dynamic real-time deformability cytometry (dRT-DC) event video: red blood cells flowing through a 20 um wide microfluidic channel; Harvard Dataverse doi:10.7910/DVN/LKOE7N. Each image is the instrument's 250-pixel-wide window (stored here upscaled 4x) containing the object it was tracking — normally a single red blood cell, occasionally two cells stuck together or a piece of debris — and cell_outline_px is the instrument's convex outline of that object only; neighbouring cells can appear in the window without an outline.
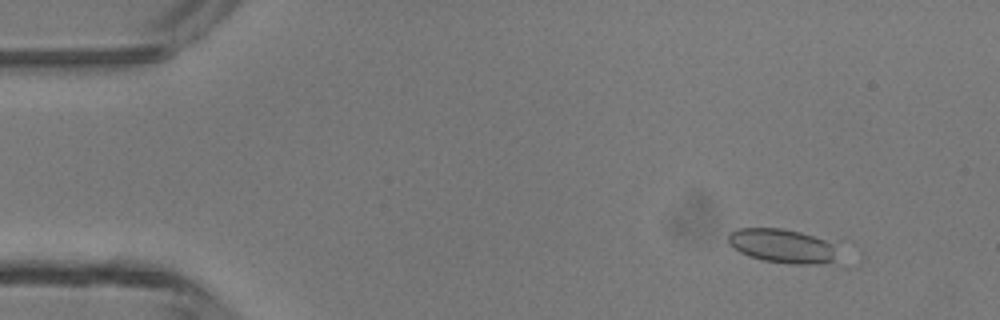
{"species": "common noctule bat (a hibernating species)", "species_latin": "Nyctalus noctula", "temperature_condition": "room temperature", "stored_images_in_passage": 5, "camera_frame_rate_fps": 3000, "um_per_image_px": 0.085, "animal": {"sex": "male", "body_mass_g": 13.3}, "frame": {"image": 1, "passage_image": 2, "time_ms": 1.0, "image_size_px": [1000, 320], "cell_outline_px": [[860, 264], [856, 268], [844, 268], [788, 264], [764, 260], [748, 256], [740, 252], [728, 244], [728, 232], [736, 228], [780, 228], [800, 232], [860, 252]], "centroid_in_image_um": [67.3, 21.08], "position_along_channel_um": 17.7, "area_um2": 26.07}}